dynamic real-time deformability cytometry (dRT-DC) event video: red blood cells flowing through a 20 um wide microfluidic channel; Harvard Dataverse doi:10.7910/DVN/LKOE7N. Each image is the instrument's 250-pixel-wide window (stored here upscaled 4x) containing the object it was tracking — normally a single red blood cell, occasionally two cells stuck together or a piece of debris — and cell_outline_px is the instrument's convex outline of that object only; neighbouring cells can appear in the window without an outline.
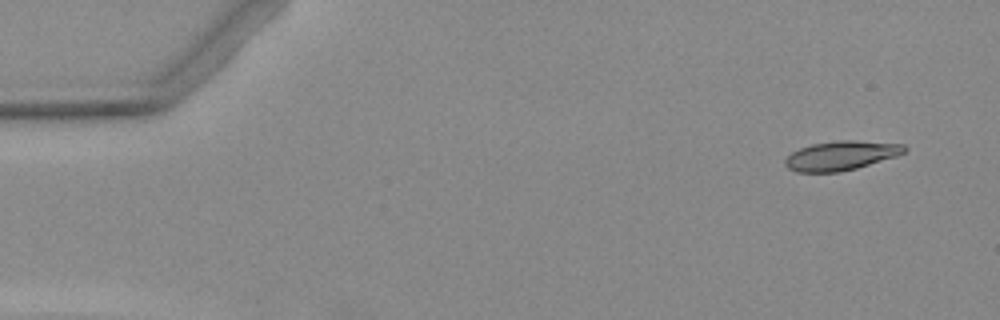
{"species": "Egyptian fruit bat (a non-hibernating species)", "species_latin": "Rousettus aegyptiacus", "temperature_condition": "warm", "stored_images_in_passage": 4, "camera_frame_rate_fps": 3000, "um_per_image_px": 0.085, "animal": {"sex": "female"}, "frame": {"image": 1, "passage_image": 1, "time_ms": 0.0, "image_size_px": [1000, 320], "cell_outline_px": [[908, 148], [904, 152], [896, 156], [856, 168], [840, 172], [796, 172], [788, 168], [784, 164], [784, 160], [792, 152], [800, 148], [812, 144], [836, 140], [852, 140], [904, 144]], "centroid_in_image_um": [71.47, 13.22], "position_along_channel_um": 13.5, "area_um2": 20.29}}